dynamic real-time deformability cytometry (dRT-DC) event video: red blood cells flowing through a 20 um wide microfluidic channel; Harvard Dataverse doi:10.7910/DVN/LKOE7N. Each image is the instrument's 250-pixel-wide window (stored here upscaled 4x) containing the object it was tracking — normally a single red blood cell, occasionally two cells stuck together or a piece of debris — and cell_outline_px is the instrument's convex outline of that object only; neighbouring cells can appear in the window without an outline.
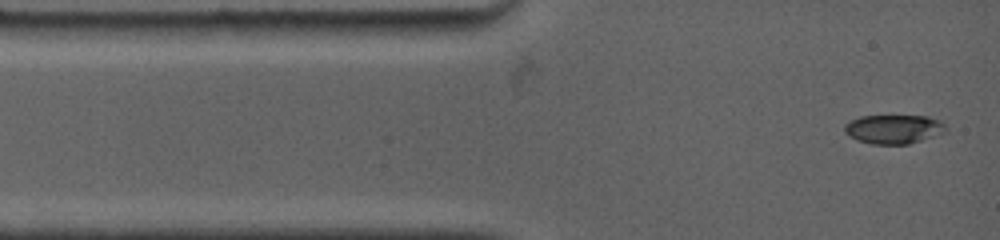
{"species": "common noctule bat (a hibernating species)", "species_latin": "Nyctalus noctula", "temperature_condition": "warm", "stored_images_in_passage": 20, "camera_frame_rate_fps": 4500, "um_per_image_px": 0.085, "animal": {"sex": "female", "body_mass_g": 19.0, "forearm_length_mm": 53.3}, "frame": {"image": 1, "passage_image": 1, "time_ms": 0.0, "image_size_px": [1000, 240], "cell_outline_px": [[948, 132], [908, 144], [872, 144], [848, 136], [844, 132], [844, 124], [860, 116], [928, 116], [940, 120], [948, 128]], "centroid_in_image_um": [76.0, 10.97], "position_along_channel_um": 9.0, "area_um2": 17.22}}
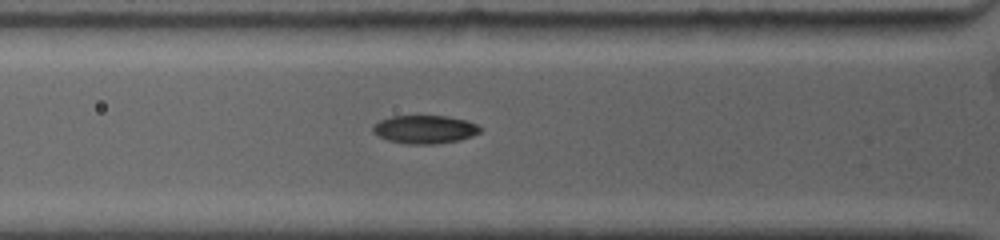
{"frame": {"image": 2, "passage_image": 9, "time_ms": 3.111, "image_size_px": [1000, 240], "cell_outline_px": [[480, 132], [460, 140], [432, 144], [408, 144], [388, 140], [372, 132], [372, 128], [380, 120], [392, 116], [448, 116], [468, 120], [476, 124], [480, 128]], "centroid_in_image_um": [36.11, 10.99], "position_along_channel_um": 89.7, "area_um2": 17.51}}
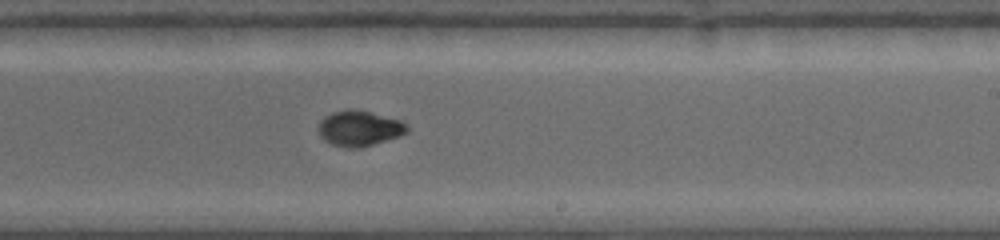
{"frame": {"image": 3, "passage_image": 20, "time_ms": 7.556, "image_size_px": [1000, 240], "cell_outline_px": [[408, 132], [400, 136], [360, 148], [348, 148], [332, 144], [324, 140], [320, 136], [320, 120], [324, 116], [332, 112], [344, 108], [352, 108], [400, 120], [408, 124]], "centroid_in_image_um": [30.54, 10.9], "position_along_channel_um": 258.5, "area_um2": 18.32}}